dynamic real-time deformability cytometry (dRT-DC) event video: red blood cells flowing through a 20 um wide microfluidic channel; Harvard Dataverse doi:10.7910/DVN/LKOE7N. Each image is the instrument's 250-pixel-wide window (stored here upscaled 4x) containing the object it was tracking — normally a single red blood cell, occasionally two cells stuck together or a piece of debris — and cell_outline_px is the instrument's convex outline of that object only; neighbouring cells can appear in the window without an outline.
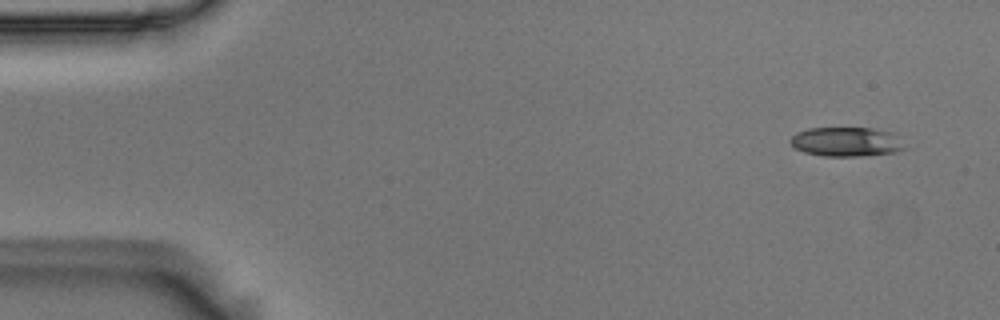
{"species": "Egyptian fruit bat (a non-hibernating species)", "species_latin": "Rousettus aegyptiacus", "temperature_condition": "room temperature", "stored_images_in_passage": 9, "camera_frame_rate_fps": 3000, "um_per_image_px": 0.085, "animal": {"sex": "male"}, "frame": {"image": 1, "passage_image": 1, "time_ms": 0.0, "image_size_px": [1000, 320], "cell_outline_px": [[908, 148], [896, 152], [860, 156], [824, 156], [804, 152], [796, 148], [788, 140], [796, 132], [808, 128], [872, 128], [888, 132]], "centroid_in_image_um": [71.88, 12.06], "position_along_channel_um": 13.1, "area_um2": 19.31}}
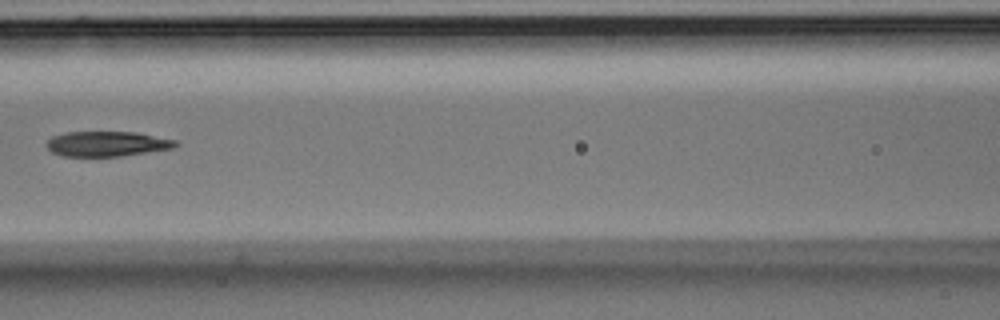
{"frame": {"image": 2, "passage_image": 7, "time_ms": 2.0, "image_size_px": [1000, 320], "cell_outline_px": [[180, 144], [172, 148], [120, 156], [64, 156], [52, 152], [44, 144], [52, 136], [64, 132], [136, 132], [176, 140]], "centroid_in_image_um": [9.07, 12.22], "position_along_channel_um": 157.5, "area_um2": 18.79}}
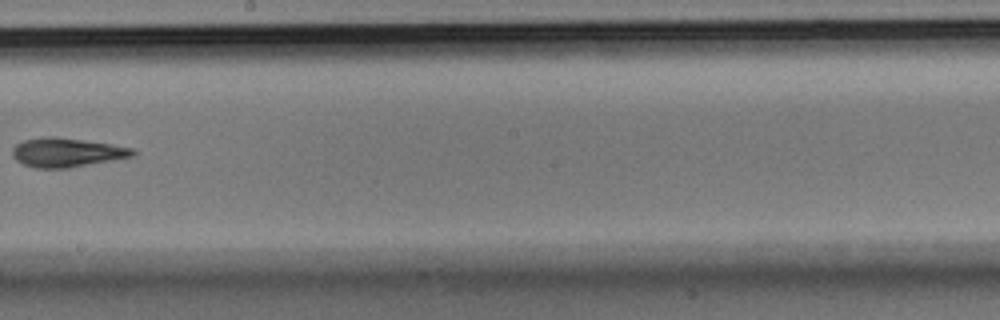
{"frame": {"image": 3, "passage_image": 9, "time_ms": 2.667, "image_size_px": [1000, 320], "cell_outline_px": [[136, 156], [68, 168], [36, 168], [24, 164], [16, 160], [12, 156], [12, 148], [16, 144], [24, 140], [44, 136], [56, 136], [108, 144], [132, 148], [136, 152]], "centroid_in_image_um": [5.65, 12.96], "position_along_channel_um": 242.6, "area_um2": 20.35}}